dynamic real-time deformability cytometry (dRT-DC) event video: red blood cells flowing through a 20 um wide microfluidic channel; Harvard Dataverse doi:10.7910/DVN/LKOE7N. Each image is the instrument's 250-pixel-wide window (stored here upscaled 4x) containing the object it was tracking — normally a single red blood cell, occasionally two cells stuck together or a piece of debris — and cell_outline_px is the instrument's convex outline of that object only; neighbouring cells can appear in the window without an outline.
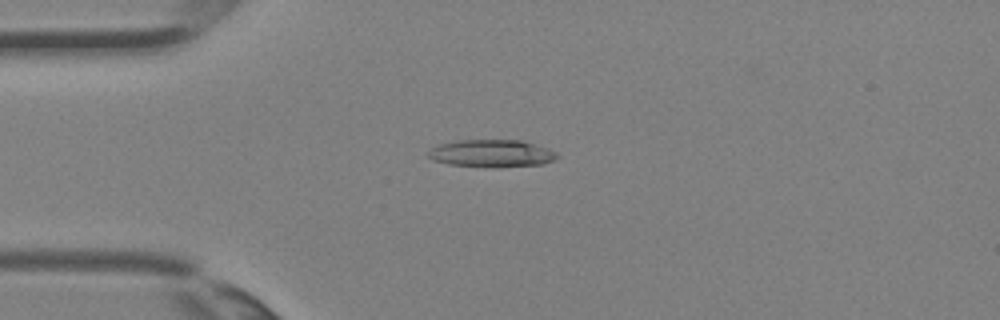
{"species": "Egyptian fruit bat (a non-hibernating species)", "species_latin": "Rousettus aegyptiacus", "temperature_condition": "room temperature", "stored_images_in_passage": 28, "camera_frame_rate_fps": 3000, "um_per_image_px": 0.085, "animal": {"sex": "female"}, "frame": {"image": 1, "passage_image": 1, "time_ms": 0.0, "image_size_px": [1000, 320], "cell_outline_px": [[560, 156], [556, 160], [544, 164], [500, 168], [496, 168], [448, 164], [432, 160], [424, 152], [440, 144], [456, 140], [524, 140], [548, 148], [556, 152]], "centroid_in_image_um": [41.82, 13.05], "position_along_channel_um": 43.2, "area_um2": 21.15}}
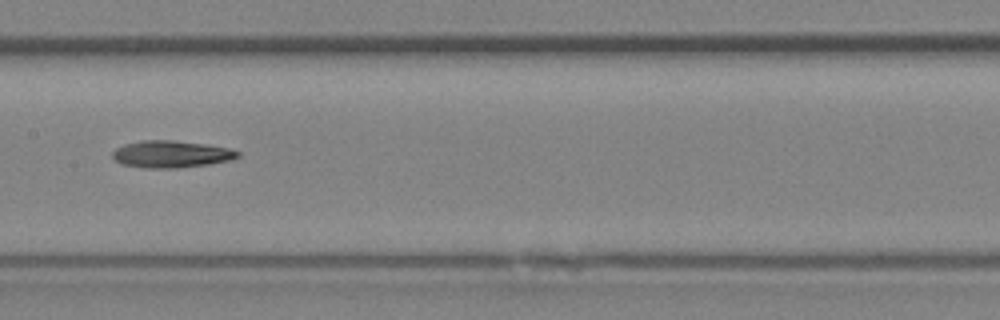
{"frame": {"image": 2, "passage_image": 10, "time_ms": 3.0, "image_size_px": [1000, 320], "cell_outline_px": [[240, 156], [232, 160], [208, 164], [180, 168], [144, 168], [120, 164], [112, 160], [112, 152], [116, 148], [124, 144], [140, 140], [172, 140], [204, 144], [228, 148], [240, 152]], "centroid_in_image_um": [14.5, 13.11], "position_along_channel_um": 192.9, "area_um2": 19.94}}
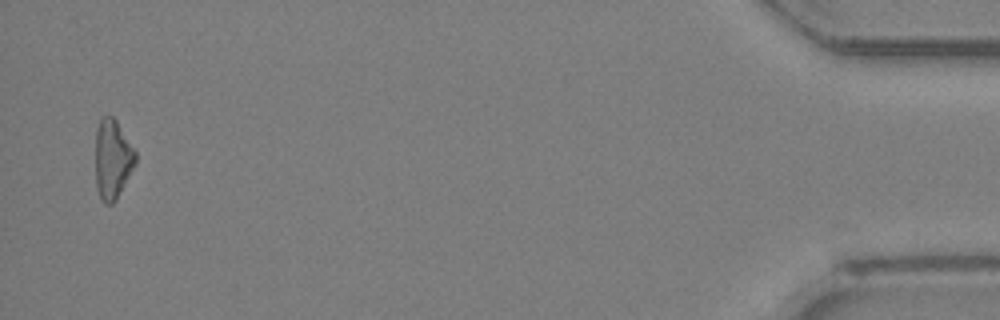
{"frame": {"image": 3, "passage_image": 27, "time_ms": 8.667, "image_size_px": [1000, 320], "cell_outline_px": [[136, 164], [116, 200], [112, 204], [104, 204], [100, 200], [96, 188], [96, 128], [100, 120], [104, 116], [112, 116], [116, 120], [136, 152]], "centroid_in_image_um": [9.56, 13.57], "position_along_channel_um": 425.6, "area_um2": 18.61}}